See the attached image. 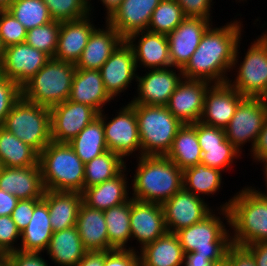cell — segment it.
<instances>
[{"label": "cell", "mask_w": 267, "mask_h": 266, "mask_svg": "<svg viewBox=\"0 0 267 266\" xmlns=\"http://www.w3.org/2000/svg\"><path fill=\"white\" fill-rule=\"evenodd\" d=\"M214 209L202 221L176 232L184 254L196 252L208 256L216 265L225 262L228 249L232 246L228 209ZM217 213V214H216ZM220 215V216H218ZM223 216V217H222ZM223 219V220H222ZM224 220L226 223H224Z\"/></svg>", "instance_id": "4"}, {"label": "cell", "mask_w": 267, "mask_h": 266, "mask_svg": "<svg viewBox=\"0 0 267 266\" xmlns=\"http://www.w3.org/2000/svg\"><path fill=\"white\" fill-rule=\"evenodd\" d=\"M51 58L26 42L3 49L0 75L13 80L20 88L29 81Z\"/></svg>", "instance_id": "14"}, {"label": "cell", "mask_w": 267, "mask_h": 266, "mask_svg": "<svg viewBox=\"0 0 267 266\" xmlns=\"http://www.w3.org/2000/svg\"><path fill=\"white\" fill-rule=\"evenodd\" d=\"M60 22L51 21L48 24L34 27L27 31L25 42L39 51L54 58L57 49Z\"/></svg>", "instance_id": "42"}, {"label": "cell", "mask_w": 267, "mask_h": 266, "mask_svg": "<svg viewBox=\"0 0 267 266\" xmlns=\"http://www.w3.org/2000/svg\"><path fill=\"white\" fill-rule=\"evenodd\" d=\"M39 153L0 125V162L5 167H27L38 164Z\"/></svg>", "instance_id": "35"}, {"label": "cell", "mask_w": 267, "mask_h": 266, "mask_svg": "<svg viewBox=\"0 0 267 266\" xmlns=\"http://www.w3.org/2000/svg\"><path fill=\"white\" fill-rule=\"evenodd\" d=\"M98 115L94 108L70 100L54 105L50 108L52 141L70 142Z\"/></svg>", "instance_id": "12"}, {"label": "cell", "mask_w": 267, "mask_h": 266, "mask_svg": "<svg viewBox=\"0 0 267 266\" xmlns=\"http://www.w3.org/2000/svg\"><path fill=\"white\" fill-rule=\"evenodd\" d=\"M185 18L176 0H162L152 13L147 31L168 35Z\"/></svg>", "instance_id": "40"}, {"label": "cell", "mask_w": 267, "mask_h": 266, "mask_svg": "<svg viewBox=\"0 0 267 266\" xmlns=\"http://www.w3.org/2000/svg\"><path fill=\"white\" fill-rule=\"evenodd\" d=\"M53 230L49 218L47 203L42 199L35 207L32 218L20 232L19 251L42 252L47 250Z\"/></svg>", "instance_id": "30"}, {"label": "cell", "mask_w": 267, "mask_h": 266, "mask_svg": "<svg viewBox=\"0 0 267 266\" xmlns=\"http://www.w3.org/2000/svg\"><path fill=\"white\" fill-rule=\"evenodd\" d=\"M126 171L128 172L127 167L114 178L83 189L81 192L82 202L91 208L105 211L129 201L131 199V193L129 192L131 186L127 181L129 179Z\"/></svg>", "instance_id": "27"}, {"label": "cell", "mask_w": 267, "mask_h": 266, "mask_svg": "<svg viewBox=\"0 0 267 266\" xmlns=\"http://www.w3.org/2000/svg\"><path fill=\"white\" fill-rule=\"evenodd\" d=\"M41 252L14 251L8 254L10 266H50Z\"/></svg>", "instance_id": "51"}, {"label": "cell", "mask_w": 267, "mask_h": 266, "mask_svg": "<svg viewBox=\"0 0 267 266\" xmlns=\"http://www.w3.org/2000/svg\"><path fill=\"white\" fill-rule=\"evenodd\" d=\"M138 120L141 156H165L183 125L166 106L131 104Z\"/></svg>", "instance_id": "7"}, {"label": "cell", "mask_w": 267, "mask_h": 266, "mask_svg": "<svg viewBox=\"0 0 267 266\" xmlns=\"http://www.w3.org/2000/svg\"><path fill=\"white\" fill-rule=\"evenodd\" d=\"M28 31L53 21L43 0H16L7 9Z\"/></svg>", "instance_id": "39"}, {"label": "cell", "mask_w": 267, "mask_h": 266, "mask_svg": "<svg viewBox=\"0 0 267 266\" xmlns=\"http://www.w3.org/2000/svg\"><path fill=\"white\" fill-rule=\"evenodd\" d=\"M162 0H122L119 9L107 21L125 40L147 30L152 13Z\"/></svg>", "instance_id": "23"}, {"label": "cell", "mask_w": 267, "mask_h": 266, "mask_svg": "<svg viewBox=\"0 0 267 266\" xmlns=\"http://www.w3.org/2000/svg\"><path fill=\"white\" fill-rule=\"evenodd\" d=\"M244 98L245 96L241 95L228 82L212 84L205 94L200 122L225 129Z\"/></svg>", "instance_id": "19"}, {"label": "cell", "mask_w": 267, "mask_h": 266, "mask_svg": "<svg viewBox=\"0 0 267 266\" xmlns=\"http://www.w3.org/2000/svg\"><path fill=\"white\" fill-rule=\"evenodd\" d=\"M182 79L183 73L180 68L170 66L168 68L150 69L143 76L137 75V95H134L129 103L166 106L170 96Z\"/></svg>", "instance_id": "13"}, {"label": "cell", "mask_w": 267, "mask_h": 266, "mask_svg": "<svg viewBox=\"0 0 267 266\" xmlns=\"http://www.w3.org/2000/svg\"><path fill=\"white\" fill-rule=\"evenodd\" d=\"M105 251L86 252L76 266H104Z\"/></svg>", "instance_id": "57"}, {"label": "cell", "mask_w": 267, "mask_h": 266, "mask_svg": "<svg viewBox=\"0 0 267 266\" xmlns=\"http://www.w3.org/2000/svg\"><path fill=\"white\" fill-rule=\"evenodd\" d=\"M197 138L200 147L219 146L225 139V131L222 128L212 127L197 122Z\"/></svg>", "instance_id": "50"}, {"label": "cell", "mask_w": 267, "mask_h": 266, "mask_svg": "<svg viewBox=\"0 0 267 266\" xmlns=\"http://www.w3.org/2000/svg\"><path fill=\"white\" fill-rule=\"evenodd\" d=\"M185 17L204 18L212 20L211 12L214 5L213 0H176ZM213 1V2H212Z\"/></svg>", "instance_id": "47"}, {"label": "cell", "mask_w": 267, "mask_h": 266, "mask_svg": "<svg viewBox=\"0 0 267 266\" xmlns=\"http://www.w3.org/2000/svg\"><path fill=\"white\" fill-rule=\"evenodd\" d=\"M216 266V264L208 257L199 255L196 252L184 254L181 266Z\"/></svg>", "instance_id": "56"}, {"label": "cell", "mask_w": 267, "mask_h": 266, "mask_svg": "<svg viewBox=\"0 0 267 266\" xmlns=\"http://www.w3.org/2000/svg\"><path fill=\"white\" fill-rule=\"evenodd\" d=\"M16 0H0V10L7 9Z\"/></svg>", "instance_id": "60"}, {"label": "cell", "mask_w": 267, "mask_h": 266, "mask_svg": "<svg viewBox=\"0 0 267 266\" xmlns=\"http://www.w3.org/2000/svg\"><path fill=\"white\" fill-rule=\"evenodd\" d=\"M46 254L58 266H76L86 254L76 226L52 234Z\"/></svg>", "instance_id": "31"}, {"label": "cell", "mask_w": 267, "mask_h": 266, "mask_svg": "<svg viewBox=\"0 0 267 266\" xmlns=\"http://www.w3.org/2000/svg\"><path fill=\"white\" fill-rule=\"evenodd\" d=\"M26 35L25 27L10 12L0 10V43L3 49L25 42Z\"/></svg>", "instance_id": "44"}, {"label": "cell", "mask_w": 267, "mask_h": 266, "mask_svg": "<svg viewBox=\"0 0 267 266\" xmlns=\"http://www.w3.org/2000/svg\"><path fill=\"white\" fill-rule=\"evenodd\" d=\"M260 98L267 105V89H266V91L264 92V94Z\"/></svg>", "instance_id": "63"}, {"label": "cell", "mask_w": 267, "mask_h": 266, "mask_svg": "<svg viewBox=\"0 0 267 266\" xmlns=\"http://www.w3.org/2000/svg\"><path fill=\"white\" fill-rule=\"evenodd\" d=\"M262 163V167H263V175H264V180H265V188H267V160H265V161H263V162H261ZM261 194H263V195H265V196H267V190L265 191H262V190H260V188L259 189H257Z\"/></svg>", "instance_id": "59"}, {"label": "cell", "mask_w": 267, "mask_h": 266, "mask_svg": "<svg viewBox=\"0 0 267 266\" xmlns=\"http://www.w3.org/2000/svg\"><path fill=\"white\" fill-rule=\"evenodd\" d=\"M267 118V105L260 97H245L238 105L228 126L226 139L242 154L243 146L251 142L252 152Z\"/></svg>", "instance_id": "11"}, {"label": "cell", "mask_w": 267, "mask_h": 266, "mask_svg": "<svg viewBox=\"0 0 267 266\" xmlns=\"http://www.w3.org/2000/svg\"><path fill=\"white\" fill-rule=\"evenodd\" d=\"M48 206L53 233L76 226L82 204L80 192L45 190L42 198Z\"/></svg>", "instance_id": "29"}, {"label": "cell", "mask_w": 267, "mask_h": 266, "mask_svg": "<svg viewBox=\"0 0 267 266\" xmlns=\"http://www.w3.org/2000/svg\"><path fill=\"white\" fill-rule=\"evenodd\" d=\"M126 166L125 160L110 150L93 158L85 164L84 189L114 178Z\"/></svg>", "instance_id": "38"}, {"label": "cell", "mask_w": 267, "mask_h": 266, "mask_svg": "<svg viewBox=\"0 0 267 266\" xmlns=\"http://www.w3.org/2000/svg\"><path fill=\"white\" fill-rule=\"evenodd\" d=\"M252 255L257 266H267V241L244 246Z\"/></svg>", "instance_id": "54"}, {"label": "cell", "mask_w": 267, "mask_h": 266, "mask_svg": "<svg viewBox=\"0 0 267 266\" xmlns=\"http://www.w3.org/2000/svg\"><path fill=\"white\" fill-rule=\"evenodd\" d=\"M212 84L203 80L182 79L169 98L167 109L182 124L199 122L205 94Z\"/></svg>", "instance_id": "17"}, {"label": "cell", "mask_w": 267, "mask_h": 266, "mask_svg": "<svg viewBox=\"0 0 267 266\" xmlns=\"http://www.w3.org/2000/svg\"><path fill=\"white\" fill-rule=\"evenodd\" d=\"M204 200L182 188L163 202L161 206L167 232L176 233L207 217L214 209Z\"/></svg>", "instance_id": "15"}, {"label": "cell", "mask_w": 267, "mask_h": 266, "mask_svg": "<svg viewBox=\"0 0 267 266\" xmlns=\"http://www.w3.org/2000/svg\"><path fill=\"white\" fill-rule=\"evenodd\" d=\"M105 28H96L89 36L80 59L75 64L77 69L100 70L113 51L124 40L121 35L105 21Z\"/></svg>", "instance_id": "25"}, {"label": "cell", "mask_w": 267, "mask_h": 266, "mask_svg": "<svg viewBox=\"0 0 267 266\" xmlns=\"http://www.w3.org/2000/svg\"><path fill=\"white\" fill-rule=\"evenodd\" d=\"M216 266H228V264L226 262L222 263V264H218Z\"/></svg>", "instance_id": "65"}, {"label": "cell", "mask_w": 267, "mask_h": 266, "mask_svg": "<svg viewBox=\"0 0 267 266\" xmlns=\"http://www.w3.org/2000/svg\"><path fill=\"white\" fill-rule=\"evenodd\" d=\"M251 157L252 161L258 162V164L267 160V118L251 152Z\"/></svg>", "instance_id": "53"}, {"label": "cell", "mask_w": 267, "mask_h": 266, "mask_svg": "<svg viewBox=\"0 0 267 266\" xmlns=\"http://www.w3.org/2000/svg\"><path fill=\"white\" fill-rule=\"evenodd\" d=\"M91 14L87 17L60 23L57 49L54 59L76 64L87 45L89 36L96 28Z\"/></svg>", "instance_id": "24"}, {"label": "cell", "mask_w": 267, "mask_h": 266, "mask_svg": "<svg viewBox=\"0 0 267 266\" xmlns=\"http://www.w3.org/2000/svg\"><path fill=\"white\" fill-rule=\"evenodd\" d=\"M200 148L202 152L200 163L222 172H227L228 168H232L235 159L241 158L242 155L227 139L219 146Z\"/></svg>", "instance_id": "43"}, {"label": "cell", "mask_w": 267, "mask_h": 266, "mask_svg": "<svg viewBox=\"0 0 267 266\" xmlns=\"http://www.w3.org/2000/svg\"><path fill=\"white\" fill-rule=\"evenodd\" d=\"M165 156L182 171L201 162L202 152L197 138V122L183 124L178 129L172 146Z\"/></svg>", "instance_id": "33"}, {"label": "cell", "mask_w": 267, "mask_h": 266, "mask_svg": "<svg viewBox=\"0 0 267 266\" xmlns=\"http://www.w3.org/2000/svg\"><path fill=\"white\" fill-rule=\"evenodd\" d=\"M99 71L105 89L113 99L126 92L132 81L136 82L138 69L132 47L126 40L119 44Z\"/></svg>", "instance_id": "16"}, {"label": "cell", "mask_w": 267, "mask_h": 266, "mask_svg": "<svg viewBox=\"0 0 267 266\" xmlns=\"http://www.w3.org/2000/svg\"><path fill=\"white\" fill-rule=\"evenodd\" d=\"M2 55H3V47L0 43V62H1V59H2Z\"/></svg>", "instance_id": "64"}, {"label": "cell", "mask_w": 267, "mask_h": 266, "mask_svg": "<svg viewBox=\"0 0 267 266\" xmlns=\"http://www.w3.org/2000/svg\"><path fill=\"white\" fill-rule=\"evenodd\" d=\"M0 266H10V262L8 258L0 259Z\"/></svg>", "instance_id": "61"}, {"label": "cell", "mask_w": 267, "mask_h": 266, "mask_svg": "<svg viewBox=\"0 0 267 266\" xmlns=\"http://www.w3.org/2000/svg\"><path fill=\"white\" fill-rule=\"evenodd\" d=\"M102 3V5L104 6L103 8L105 9L106 13V17H105V21H108L113 14L119 9L121 1L122 0H98ZM89 8L90 11L94 10V6H92L91 4V0H89Z\"/></svg>", "instance_id": "58"}, {"label": "cell", "mask_w": 267, "mask_h": 266, "mask_svg": "<svg viewBox=\"0 0 267 266\" xmlns=\"http://www.w3.org/2000/svg\"><path fill=\"white\" fill-rule=\"evenodd\" d=\"M76 227L87 252L109 251V239L103 211L83 202L78 211Z\"/></svg>", "instance_id": "28"}, {"label": "cell", "mask_w": 267, "mask_h": 266, "mask_svg": "<svg viewBox=\"0 0 267 266\" xmlns=\"http://www.w3.org/2000/svg\"><path fill=\"white\" fill-rule=\"evenodd\" d=\"M53 21H75L92 14L89 0H43Z\"/></svg>", "instance_id": "41"}, {"label": "cell", "mask_w": 267, "mask_h": 266, "mask_svg": "<svg viewBox=\"0 0 267 266\" xmlns=\"http://www.w3.org/2000/svg\"><path fill=\"white\" fill-rule=\"evenodd\" d=\"M42 199H22L18 200L16 207L12 212V220L15 222L17 229L21 232L23 229L27 227L29 224L33 212L34 207L41 201Z\"/></svg>", "instance_id": "49"}, {"label": "cell", "mask_w": 267, "mask_h": 266, "mask_svg": "<svg viewBox=\"0 0 267 266\" xmlns=\"http://www.w3.org/2000/svg\"><path fill=\"white\" fill-rule=\"evenodd\" d=\"M136 160L130 184L134 200L162 204L183 188V171L166 156H139Z\"/></svg>", "instance_id": "3"}, {"label": "cell", "mask_w": 267, "mask_h": 266, "mask_svg": "<svg viewBox=\"0 0 267 266\" xmlns=\"http://www.w3.org/2000/svg\"><path fill=\"white\" fill-rule=\"evenodd\" d=\"M68 144L84 164L108 151L102 119L95 118Z\"/></svg>", "instance_id": "36"}, {"label": "cell", "mask_w": 267, "mask_h": 266, "mask_svg": "<svg viewBox=\"0 0 267 266\" xmlns=\"http://www.w3.org/2000/svg\"><path fill=\"white\" fill-rule=\"evenodd\" d=\"M125 40L132 47L137 68L143 66L142 68L149 70L171 66L167 35L145 30L134 33Z\"/></svg>", "instance_id": "21"}, {"label": "cell", "mask_w": 267, "mask_h": 266, "mask_svg": "<svg viewBox=\"0 0 267 266\" xmlns=\"http://www.w3.org/2000/svg\"><path fill=\"white\" fill-rule=\"evenodd\" d=\"M18 198L0 189V216H11Z\"/></svg>", "instance_id": "55"}, {"label": "cell", "mask_w": 267, "mask_h": 266, "mask_svg": "<svg viewBox=\"0 0 267 266\" xmlns=\"http://www.w3.org/2000/svg\"><path fill=\"white\" fill-rule=\"evenodd\" d=\"M130 227L131 240L139 242V250L163 236L167 229L161 204L131 198Z\"/></svg>", "instance_id": "20"}, {"label": "cell", "mask_w": 267, "mask_h": 266, "mask_svg": "<svg viewBox=\"0 0 267 266\" xmlns=\"http://www.w3.org/2000/svg\"><path fill=\"white\" fill-rule=\"evenodd\" d=\"M212 22L204 18L186 17L167 35L172 67L182 69L188 63Z\"/></svg>", "instance_id": "18"}, {"label": "cell", "mask_w": 267, "mask_h": 266, "mask_svg": "<svg viewBox=\"0 0 267 266\" xmlns=\"http://www.w3.org/2000/svg\"><path fill=\"white\" fill-rule=\"evenodd\" d=\"M228 266H257L252 255L244 248L232 245L226 254Z\"/></svg>", "instance_id": "52"}, {"label": "cell", "mask_w": 267, "mask_h": 266, "mask_svg": "<svg viewBox=\"0 0 267 266\" xmlns=\"http://www.w3.org/2000/svg\"><path fill=\"white\" fill-rule=\"evenodd\" d=\"M8 257V254L0 246V259H5Z\"/></svg>", "instance_id": "62"}, {"label": "cell", "mask_w": 267, "mask_h": 266, "mask_svg": "<svg viewBox=\"0 0 267 266\" xmlns=\"http://www.w3.org/2000/svg\"><path fill=\"white\" fill-rule=\"evenodd\" d=\"M75 71L74 63L51 58L21 87V96L49 108L65 102L70 96Z\"/></svg>", "instance_id": "6"}, {"label": "cell", "mask_w": 267, "mask_h": 266, "mask_svg": "<svg viewBox=\"0 0 267 266\" xmlns=\"http://www.w3.org/2000/svg\"><path fill=\"white\" fill-rule=\"evenodd\" d=\"M140 266H181L184 251L176 233L166 232L139 251Z\"/></svg>", "instance_id": "32"}, {"label": "cell", "mask_w": 267, "mask_h": 266, "mask_svg": "<svg viewBox=\"0 0 267 266\" xmlns=\"http://www.w3.org/2000/svg\"><path fill=\"white\" fill-rule=\"evenodd\" d=\"M0 189L22 199H42L45 187L39 165L5 167L0 171Z\"/></svg>", "instance_id": "22"}, {"label": "cell", "mask_w": 267, "mask_h": 266, "mask_svg": "<svg viewBox=\"0 0 267 266\" xmlns=\"http://www.w3.org/2000/svg\"><path fill=\"white\" fill-rule=\"evenodd\" d=\"M127 103L120 107L114 117L109 118L104 111L98 115L103 121L108 149L118 154L123 160L136 152H138L135 154L137 158L141 156L138 120L134 107L129 102Z\"/></svg>", "instance_id": "10"}, {"label": "cell", "mask_w": 267, "mask_h": 266, "mask_svg": "<svg viewBox=\"0 0 267 266\" xmlns=\"http://www.w3.org/2000/svg\"><path fill=\"white\" fill-rule=\"evenodd\" d=\"M104 266H140L139 251L132 249L105 251Z\"/></svg>", "instance_id": "48"}, {"label": "cell", "mask_w": 267, "mask_h": 266, "mask_svg": "<svg viewBox=\"0 0 267 266\" xmlns=\"http://www.w3.org/2000/svg\"><path fill=\"white\" fill-rule=\"evenodd\" d=\"M20 97L21 88L13 80L0 75V125Z\"/></svg>", "instance_id": "45"}, {"label": "cell", "mask_w": 267, "mask_h": 266, "mask_svg": "<svg viewBox=\"0 0 267 266\" xmlns=\"http://www.w3.org/2000/svg\"><path fill=\"white\" fill-rule=\"evenodd\" d=\"M223 172L199 163L183 171V188L195 196H213L222 189Z\"/></svg>", "instance_id": "37"}, {"label": "cell", "mask_w": 267, "mask_h": 266, "mask_svg": "<svg viewBox=\"0 0 267 266\" xmlns=\"http://www.w3.org/2000/svg\"><path fill=\"white\" fill-rule=\"evenodd\" d=\"M38 164L45 190L83 191L85 164L68 143L51 141L39 153Z\"/></svg>", "instance_id": "5"}, {"label": "cell", "mask_w": 267, "mask_h": 266, "mask_svg": "<svg viewBox=\"0 0 267 266\" xmlns=\"http://www.w3.org/2000/svg\"><path fill=\"white\" fill-rule=\"evenodd\" d=\"M103 213L107 226L109 251L114 249H132L138 251V249H135L132 245L130 247L128 246V243L131 241V199L120 205L113 206L103 211Z\"/></svg>", "instance_id": "34"}, {"label": "cell", "mask_w": 267, "mask_h": 266, "mask_svg": "<svg viewBox=\"0 0 267 266\" xmlns=\"http://www.w3.org/2000/svg\"><path fill=\"white\" fill-rule=\"evenodd\" d=\"M1 126L38 153L52 141L50 108L22 96L14 103Z\"/></svg>", "instance_id": "8"}, {"label": "cell", "mask_w": 267, "mask_h": 266, "mask_svg": "<svg viewBox=\"0 0 267 266\" xmlns=\"http://www.w3.org/2000/svg\"><path fill=\"white\" fill-rule=\"evenodd\" d=\"M203 34L196 51L181 69L184 79L203 80L211 84L228 82L234 55L241 38L242 21L233 19L224 26L212 27Z\"/></svg>", "instance_id": "1"}, {"label": "cell", "mask_w": 267, "mask_h": 266, "mask_svg": "<svg viewBox=\"0 0 267 266\" xmlns=\"http://www.w3.org/2000/svg\"><path fill=\"white\" fill-rule=\"evenodd\" d=\"M20 231L17 229L15 222L11 216H0V246L9 254L10 252L17 251L20 243ZM18 245L16 246L15 245Z\"/></svg>", "instance_id": "46"}, {"label": "cell", "mask_w": 267, "mask_h": 266, "mask_svg": "<svg viewBox=\"0 0 267 266\" xmlns=\"http://www.w3.org/2000/svg\"><path fill=\"white\" fill-rule=\"evenodd\" d=\"M217 208L229 211L232 245L244 247L267 241V196L256 187L247 185Z\"/></svg>", "instance_id": "2"}, {"label": "cell", "mask_w": 267, "mask_h": 266, "mask_svg": "<svg viewBox=\"0 0 267 266\" xmlns=\"http://www.w3.org/2000/svg\"><path fill=\"white\" fill-rule=\"evenodd\" d=\"M267 28L265 32L251 42L243 61H239V50L242 41L239 40L232 66L236 72L228 83L245 97H261L267 89ZM240 62V64H239Z\"/></svg>", "instance_id": "9"}, {"label": "cell", "mask_w": 267, "mask_h": 266, "mask_svg": "<svg viewBox=\"0 0 267 266\" xmlns=\"http://www.w3.org/2000/svg\"><path fill=\"white\" fill-rule=\"evenodd\" d=\"M68 100L88 105L99 114L105 110L103 107H106L108 102L110 104L111 100L114 101L105 89L99 70L77 68Z\"/></svg>", "instance_id": "26"}]
</instances>
